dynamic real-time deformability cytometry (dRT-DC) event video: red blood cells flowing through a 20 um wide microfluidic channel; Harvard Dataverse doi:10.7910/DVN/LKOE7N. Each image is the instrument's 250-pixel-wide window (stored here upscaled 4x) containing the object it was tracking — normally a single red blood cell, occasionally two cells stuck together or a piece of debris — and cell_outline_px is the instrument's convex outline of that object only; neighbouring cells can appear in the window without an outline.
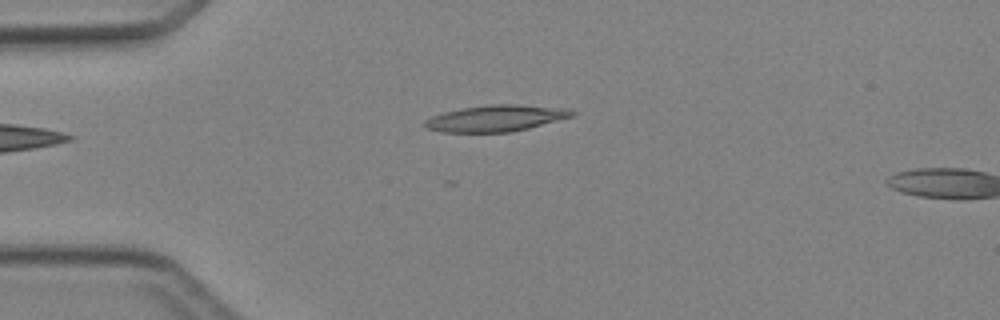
{"species": "Egyptian fruit bat (a non-hibernating species)", "species_latin": "Rousettus aegyptiacus", "temperature_condition": "cold", "stored_images_in_passage": 2, "camera_frame_rate_fps": 3000, "um_per_image_px": 0.085, "animal": {"sex": "female"}, "frame": {"image": 1, "passage_image": 2, "time_ms": 1.0, "image_size_px": [1000, 320], "cell_outline_px": [[576, 116], [512, 132], [440, 132], [424, 128], [424, 120], [432, 116], [444, 112], [464, 108], [492, 104], [516, 104], [564, 108], [576, 112]], "centroid_in_image_um": [42.16, 10.06], "position_along_channel_um": 42.8, "area_um2": 22.66}}